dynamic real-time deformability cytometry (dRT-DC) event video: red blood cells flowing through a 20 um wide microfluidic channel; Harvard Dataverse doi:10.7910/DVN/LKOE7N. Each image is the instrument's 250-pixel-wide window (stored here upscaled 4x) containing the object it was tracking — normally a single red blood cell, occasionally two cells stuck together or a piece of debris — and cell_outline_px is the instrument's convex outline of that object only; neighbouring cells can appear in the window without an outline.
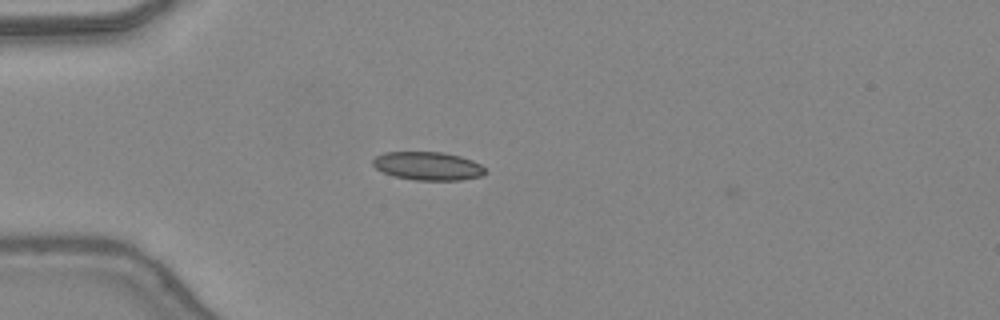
{"species": "common noctule bat (a hibernating species)", "species_latin": "Nyctalus noctula", "temperature_condition": "warm", "stored_images_in_passage": 3, "camera_frame_rate_fps": 3000, "um_per_image_px": 0.085, "animal": {"sex": "female", "body_mass_g": 24.6, "forearm_length_mm": 56.2}, "frame": {"image": 1, "passage_image": 2, "time_ms": 0.333, "image_size_px": [1000, 320], "cell_outline_px": [[488, 172], [480, 176], [460, 180], [416, 180], [392, 176], [376, 168], [372, 164], [372, 160], [376, 156], [384, 152], [444, 152], [460, 156], [472, 160], [480, 164]], "centroid_in_image_um": [36.36, 14.11], "position_along_channel_um": 48.6, "area_um2": 18.61}}